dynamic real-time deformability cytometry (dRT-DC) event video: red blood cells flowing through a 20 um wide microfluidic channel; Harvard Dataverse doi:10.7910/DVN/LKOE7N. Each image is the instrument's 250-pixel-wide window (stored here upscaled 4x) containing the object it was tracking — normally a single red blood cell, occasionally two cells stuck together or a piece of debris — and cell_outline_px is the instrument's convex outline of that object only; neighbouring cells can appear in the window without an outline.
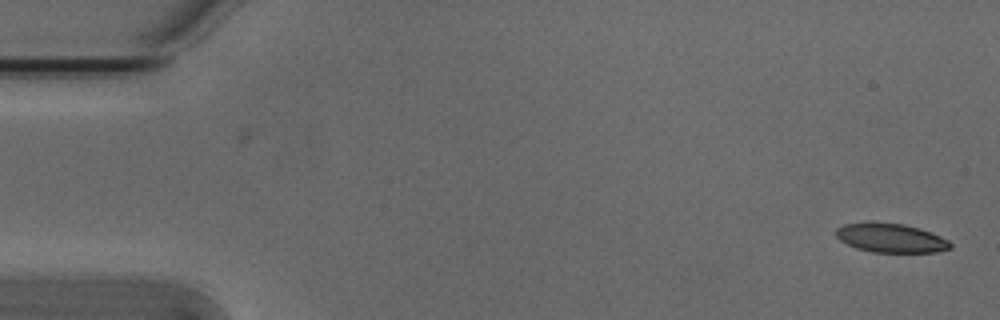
{"species": "Egyptian fruit bat (a non-hibernating species)", "species_latin": "Rousettus aegyptiacus", "temperature_condition": "cold", "stored_images_in_passage": 10, "camera_frame_rate_fps": 3000, "um_per_image_px": 0.085, "animal": {"sex": "male"}, "frame": {"image": 1, "passage_image": 1, "time_ms": 0.0, "image_size_px": [1000, 320], "cell_outline_px": [[952, 248], [936, 252], [872, 252], [856, 248], [840, 240], [836, 236], [836, 228], [844, 224], [868, 220], [904, 224], [920, 228], [940, 236], [948, 240], [952, 244]], "centroid_in_image_um": [75.69, 20.2], "position_along_channel_um": 9.3, "area_um2": 19.71}}